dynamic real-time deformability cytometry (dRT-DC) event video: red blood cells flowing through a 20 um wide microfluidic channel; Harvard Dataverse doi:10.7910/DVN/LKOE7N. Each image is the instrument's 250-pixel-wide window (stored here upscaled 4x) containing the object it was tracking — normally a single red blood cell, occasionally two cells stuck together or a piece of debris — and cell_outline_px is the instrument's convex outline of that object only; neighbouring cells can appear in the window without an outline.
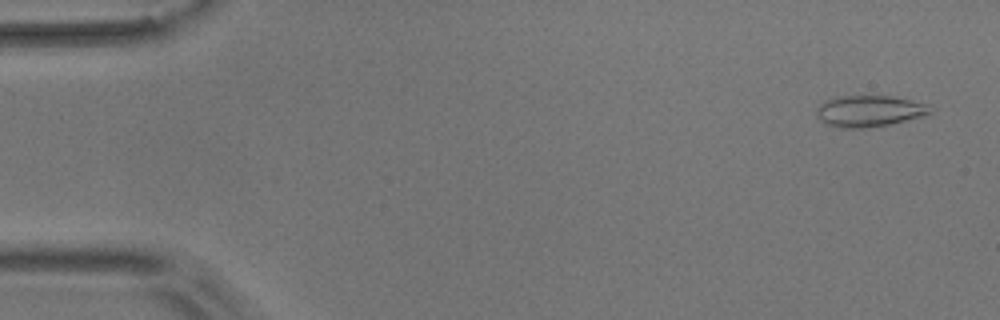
{"species": "common noctule bat (a hibernating species)", "species_latin": "Nyctalus noctula", "temperature_condition": "room temperature", "stored_images_in_passage": 9, "camera_frame_rate_fps": 3000, "um_per_image_px": 0.085, "animal": {"sex": "male", "body_mass_g": 17.9}, "frame": {"image": 1, "passage_image": 1, "time_ms": 0.0, "image_size_px": [1000, 320], "cell_outline_px": [[932, 112], [928, 116], [868, 128], [840, 128], [824, 124], [816, 116], [816, 108], [824, 100], [836, 96], [892, 96], [928, 104]], "centroid_in_image_um": [73.87, 9.45], "position_along_channel_um": 11.1, "area_um2": 21.1}}
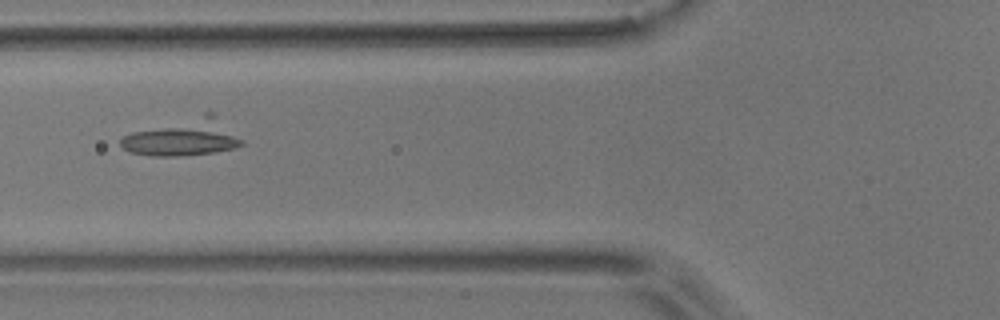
{"frame": {"image": 2, "passage_image": 6, "time_ms": 6.0, "image_size_px": [1000, 320], "cell_outline_px": [[244, 144], [236, 148], [216, 152], [176, 156], [152, 156], [128, 152], [120, 144], [120, 140], [124, 136], [132, 132], [208, 108], [216, 112], [244, 140]], "centroid_in_image_um": [15.66, 11.6], "position_along_channel_um": 110.1, "area_um2": 27.46}}
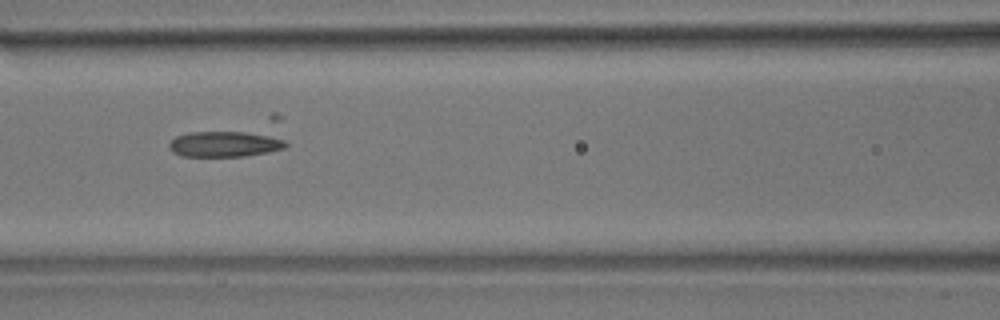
{"frame": {"image": 3, "passage_image": 7, "time_ms": 7.0, "image_size_px": [1000, 320], "cell_outline_px": [[288, 144], [284, 148], [268, 152], [244, 156], [180, 156], [172, 152], [168, 148], [168, 144], [176, 136], [188, 132], [272, 112], [276, 112], [284, 116]], "centroid_in_image_um": [19.93, 11.73], "position_along_channel_um": 146.7, "area_um2": 26.3}}